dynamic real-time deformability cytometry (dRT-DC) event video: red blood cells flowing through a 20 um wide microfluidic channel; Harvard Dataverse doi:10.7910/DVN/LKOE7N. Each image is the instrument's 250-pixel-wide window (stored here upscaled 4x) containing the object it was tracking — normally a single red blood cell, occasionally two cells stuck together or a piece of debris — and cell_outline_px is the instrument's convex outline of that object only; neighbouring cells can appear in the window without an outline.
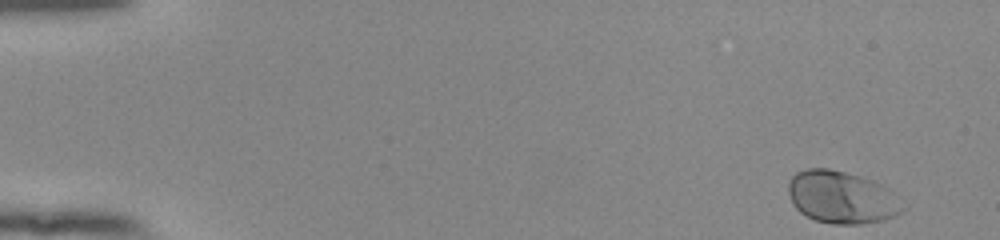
{"species": "human", "species_latin": "Homo sapiens", "temperature_condition": "room temperature", "stored_images_in_passage": 52, "camera_frame_rate_fps": 3000, "um_per_image_px": 0.085, "donor": {"sex": "female"}, "frame": {"image": 1, "passage_image": 1, "time_ms": 0.0, "image_size_px": [1000, 240], "cell_outline_px": [[908, 208], [904, 212], [896, 216], [884, 220], [860, 224], [832, 224], [816, 220], [800, 212], [792, 204], [788, 192], [788, 180], [796, 172], [808, 168], [828, 168], [860, 176], [872, 180], [888, 188], [908, 204]], "centroid_in_image_um": [71.61, 16.78], "position_along_channel_um": 13.4, "area_um2": 35.55}}
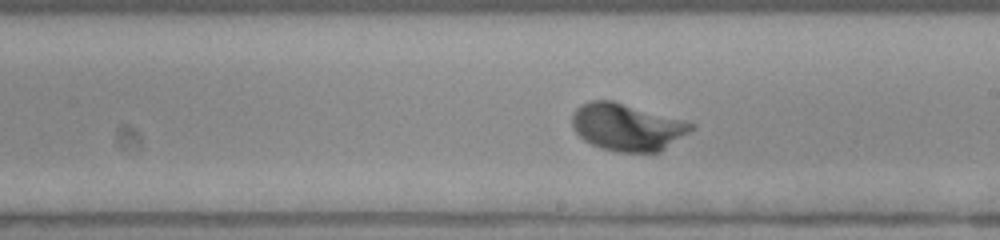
{"frame": {"image": 2, "passage_image": 30, "time_ms": 9.667, "image_size_px": [1000, 240], "cell_outline_px": [[696, 128], [660, 152], [616, 152], [600, 148], [584, 140], [576, 132], [572, 124], [572, 116], [576, 108], [580, 104], [588, 100], [612, 100], [696, 124]], "centroid_in_image_um": [53.3, 10.81], "position_along_channel_um": 235.7, "area_um2": 32.77}}
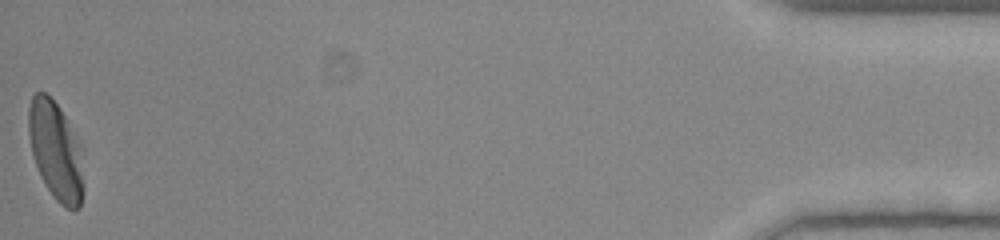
{"frame": {"image": 3, "passage_image": 52, "time_ms": 17.0, "image_size_px": [1000, 240], "cell_outline_px": [[84, 188], [80, 208], [64, 208], [52, 196], [40, 176], [32, 152], [28, 132], [28, 108], [32, 96], [36, 92], [44, 92], [56, 104], [80, 140], [84, 148]], "centroid_in_image_um": [4.79, 12.86], "position_along_channel_um": 430.4, "area_um2": 32.19}, "authors_computed_cell_mechanics": {"area_um2": 32.1368, "velocity_mm_per_s": 3.8528, "shape_relaxation_time_tau1_ms": 1.8875, "shape_relaxation_time_tau2_ms": null, "deformation_change_tau1": 0.1378, "deformation_change_tau2": null}}